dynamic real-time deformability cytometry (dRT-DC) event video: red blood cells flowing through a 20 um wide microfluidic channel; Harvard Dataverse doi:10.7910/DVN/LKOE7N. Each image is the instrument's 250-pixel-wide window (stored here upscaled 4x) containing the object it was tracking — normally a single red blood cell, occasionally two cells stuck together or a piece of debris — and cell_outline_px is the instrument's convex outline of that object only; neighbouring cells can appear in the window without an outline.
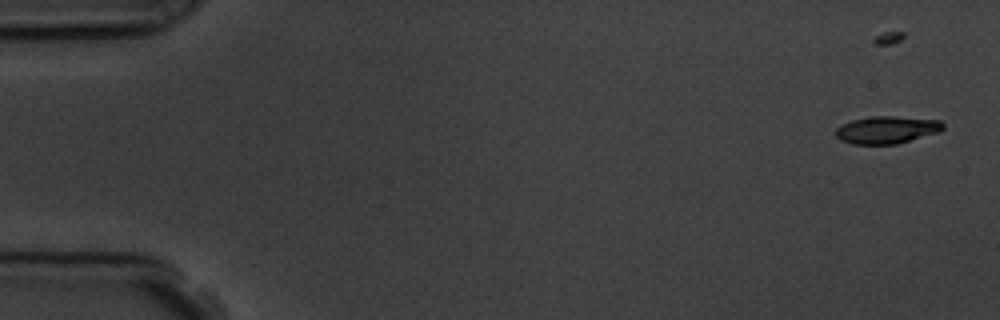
{"species": "common noctule bat (a hibernating species)", "species_latin": "Nyctalus noctula", "temperature_condition": "room temperature", "stored_images_in_passage": 5, "camera_frame_rate_fps": 3000, "um_per_image_px": 0.085, "animal": {"sex": "male", "body_mass_g": 19.5, "forearm_length_mm": 54.6}, "frame": {"image": 1, "passage_image": 1, "time_ms": 0.0, "image_size_px": [1000, 320], "cell_outline_px": [[944, 128], [940, 132], [896, 144], [852, 144], [840, 140], [836, 136], [836, 128], [840, 124], [852, 120], [872, 116], [896, 116], [940, 120], [944, 124]], "centroid_in_image_um": [75.38, 11.03], "position_along_channel_um": 9.6, "area_um2": 17.28}}
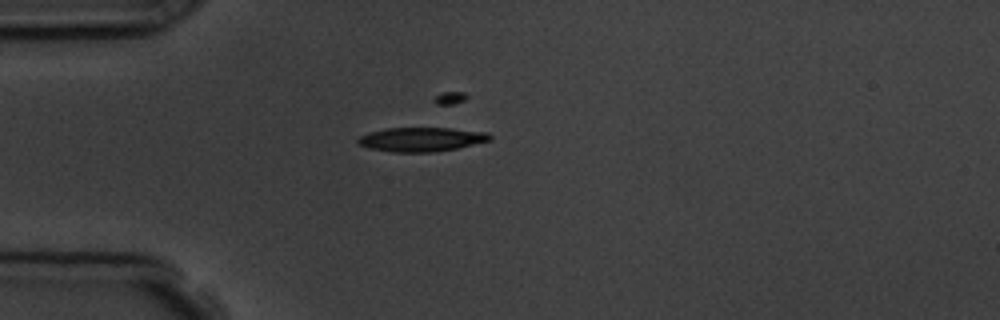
{"frame": {"image": 2, "passage_image": 4, "time_ms": 4.333, "image_size_px": [1000, 320], "cell_outline_px": [[492, 136], [488, 140], [456, 148], [432, 152], [392, 152], [372, 148], [360, 144], [356, 140], [360, 136], [368, 132], [388, 128], [448, 128], [488, 132]], "centroid_in_image_um": [35.79, 11.84], "position_along_channel_um": 49.2, "area_um2": 18.21}}